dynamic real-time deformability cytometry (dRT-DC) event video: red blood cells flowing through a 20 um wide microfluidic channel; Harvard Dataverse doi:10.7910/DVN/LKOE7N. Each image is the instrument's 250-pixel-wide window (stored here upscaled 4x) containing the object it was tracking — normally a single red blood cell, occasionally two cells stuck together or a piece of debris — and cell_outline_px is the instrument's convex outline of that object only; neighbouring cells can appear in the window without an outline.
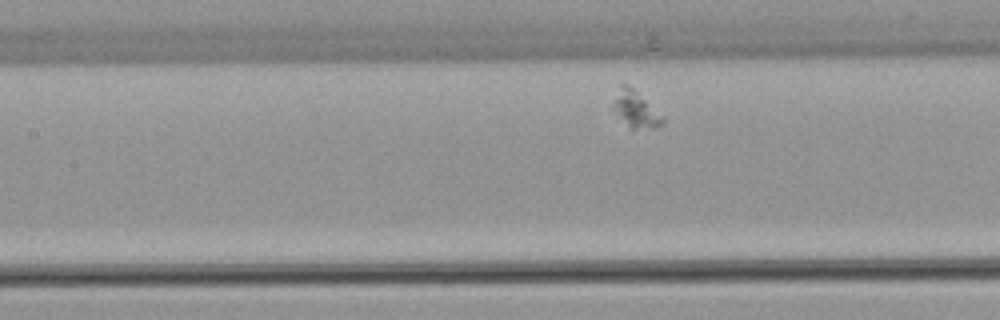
{"species": "common noctule bat (a hibernating species)", "species_latin": "Nyctalus noctula", "temperature_condition": "warm", "stored_images_in_passage": 36, "camera_frame_rate_fps": 3000, "um_per_image_px": 0.085, "animal": {"sex": "female", "body_mass_g": 22.7, "forearm_length_mm": 54.2}, "frame": {"image": 1, "passage_image": 10, "time_ms": 3.0, "image_size_px": [1000, 320], "cell_outline_px": [[664, 124], [656, 128], [632, 132], [608, 108], [620, 84], [628, 84], [664, 120]], "centroid_in_image_um": [53.9, 9.37], "position_along_channel_um": 153.5, "area_um2": 10.92}}
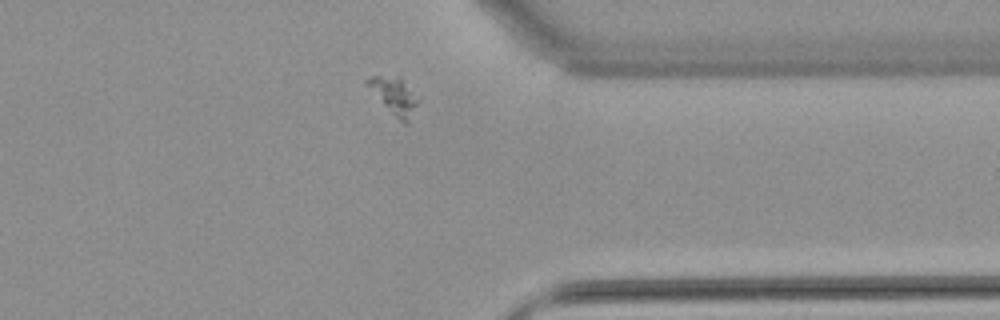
{"frame": {"image": 2, "passage_image": 30, "time_ms": 9.667, "image_size_px": [1000, 320], "cell_outline_px": [[420, 96], [408, 124], [404, 124], [364, 84], [364, 80], [368, 76], [400, 76]], "centroid_in_image_um": [33.53, 8.09], "position_along_channel_um": 377.9, "area_um2": 10.92}}